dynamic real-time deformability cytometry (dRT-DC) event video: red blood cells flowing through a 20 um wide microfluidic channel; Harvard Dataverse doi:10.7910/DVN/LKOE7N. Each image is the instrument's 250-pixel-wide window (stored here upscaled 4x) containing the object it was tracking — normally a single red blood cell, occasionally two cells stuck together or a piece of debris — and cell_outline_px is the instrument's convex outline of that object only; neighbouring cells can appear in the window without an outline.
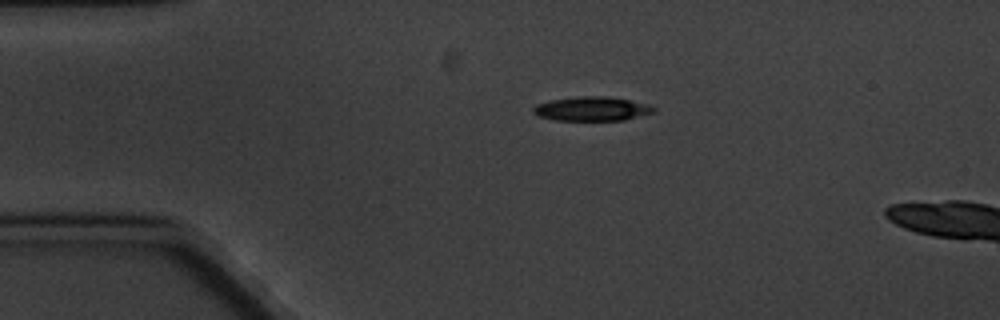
{"species": "common noctule bat (a hibernating species)", "species_latin": "Nyctalus noctula", "temperature_condition": "cold", "stored_images_in_passage": 3, "camera_frame_rate_fps": 3000, "um_per_image_px": 0.085, "animal": {"sex": "male", "body_mass_g": 20.1, "forearm_length_mm": 53.5}, "frame": {"image": 1, "passage_image": 1, "time_ms": 0.0, "image_size_px": [1000, 320], "cell_outline_px": [[656, 108], [652, 112], [624, 120], [556, 120], [536, 116], [532, 112], [532, 108], [536, 104], [552, 100], [580, 96], [608, 96], [652, 104]], "centroid_in_image_um": [50.3, 9.24], "position_along_channel_um": 34.7, "area_um2": 16.99}}